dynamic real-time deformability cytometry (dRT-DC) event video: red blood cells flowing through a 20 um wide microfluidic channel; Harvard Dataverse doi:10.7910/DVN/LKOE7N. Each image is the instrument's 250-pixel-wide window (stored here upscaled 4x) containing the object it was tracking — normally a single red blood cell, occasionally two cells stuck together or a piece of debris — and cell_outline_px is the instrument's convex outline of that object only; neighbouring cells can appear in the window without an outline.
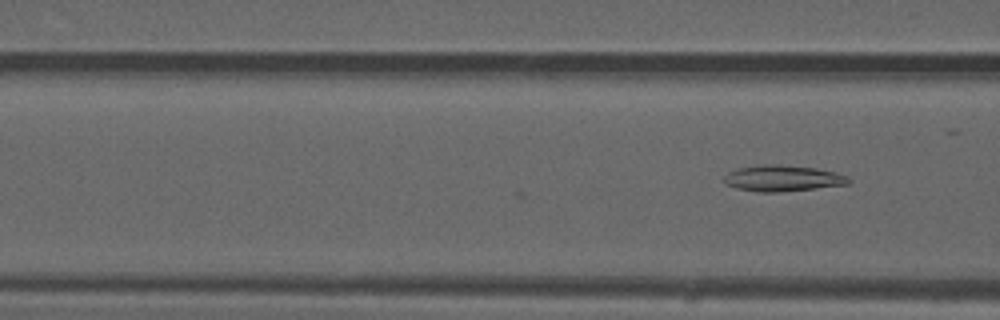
{"species": "common noctule bat (a hibernating species)", "species_latin": "Nyctalus noctula", "temperature_condition": "warm", "stored_images_in_passage": 4, "camera_frame_rate_fps": 3000, "um_per_image_px": 0.085, "animal": {"sex": "male", "forearm_length_mm": 52.5}, "frame": {"image": 1, "passage_image": 4, "time_ms": 1.0, "image_size_px": [1000, 320], "cell_outline_px": [[852, 180], [848, 184], [816, 188], [780, 192], [760, 192], [736, 188], [724, 184], [724, 176], [728, 172], [736, 168], [760, 164], [780, 164], [816, 168], [836, 172], [848, 176]], "centroid_in_image_um": [66.51, 15.14], "position_along_channel_um": 100.1, "area_um2": 19.19}}